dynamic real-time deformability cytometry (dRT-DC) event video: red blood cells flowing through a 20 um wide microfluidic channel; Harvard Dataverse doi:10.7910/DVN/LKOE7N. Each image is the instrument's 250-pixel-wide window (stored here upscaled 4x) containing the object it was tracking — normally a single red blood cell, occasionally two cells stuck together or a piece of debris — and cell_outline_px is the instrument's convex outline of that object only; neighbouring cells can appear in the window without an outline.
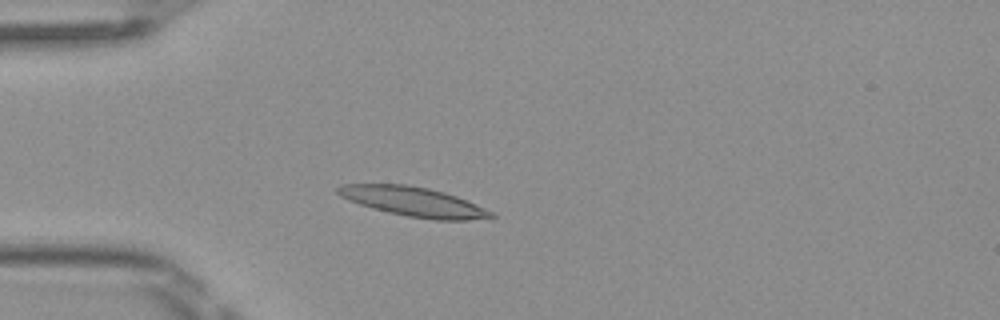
{"species": "Egyptian fruit bat (a non-hibernating species)", "species_latin": "Rousettus aegyptiacus", "temperature_condition": "room temperature", "stored_images_in_passage": 3, "camera_frame_rate_fps": 3000, "um_per_image_px": 0.085, "frame": {"image": 1, "passage_image": 2, "time_ms": 0.333, "image_size_px": [1000, 320], "cell_outline_px": [[496, 216], [468, 220], [436, 220], [408, 216], [388, 212], [360, 204], [348, 200], [340, 196], [336, 192], [336, 188], [340, 184], [404, 184], [428, 188], [444, 192], [456, 196], [496, 212]], "centroid_in_image_um": [35.16, 17.14], "position_along_channel_um": 49.8, "area_um2": 26.18}}